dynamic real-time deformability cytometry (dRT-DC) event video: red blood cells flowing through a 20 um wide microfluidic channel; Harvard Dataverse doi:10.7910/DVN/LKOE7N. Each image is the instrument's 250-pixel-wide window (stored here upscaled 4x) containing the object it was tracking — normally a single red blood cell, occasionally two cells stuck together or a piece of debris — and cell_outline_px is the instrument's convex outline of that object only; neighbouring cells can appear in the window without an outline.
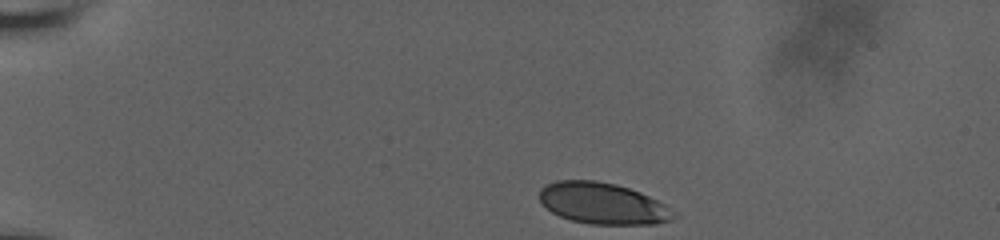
{"species": "human", "species_latin": "Homo sapiens", "temperature_condition": "room temperature", "stored_images_in_passage": 43, "camera_frame_rate_fps": 3000, "um_per_image_px": 0.085, "donor": {"sex": "male"}, "frame": {"image": 1, "passage_image": 1, "time_ms": 0.0, "image_size_px": [1000, 240], "cell_outline_px": [[680, 216], [672, 220], [656, 224], [588, 224], [572, 220], [560, 216], [544, 208], [540, 200], [540, 188], [544, 184], [556, 180], [596, 180], [616, 184], [640, 192], [664, 204], [676, 212]], "centroid_in_image_um": [51.23, 17.29], "position_along_channel_um": 33.8, "area_um2": 32.66}}
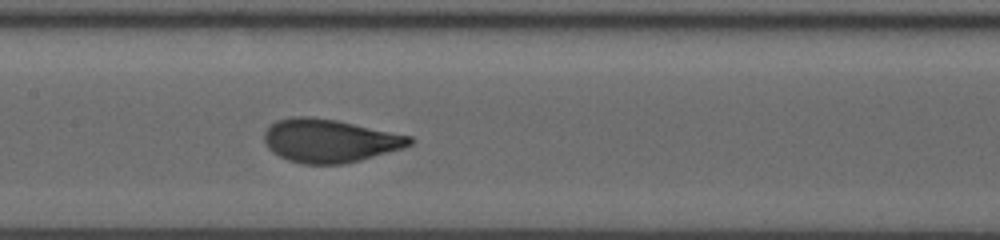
{"frame": {"image": 2, "passage_image": 25, "time_ms": 6.0, "image_size_px": [1000, 240], "cell_outline_px": [[416, 140], [412, 144], [404, 148], [360, 160], [344, 164], [304, 164], [288, 160], [272, 152], [268, 148], [264, 140], [264, 132], [276, 120], [292, 116], [312, 116], [336, 120], [412, 136]], "centroid_in_image_um": [28.03, 11.96], "position_along_channel_um": 179.4, "area_um2": 36.82}}
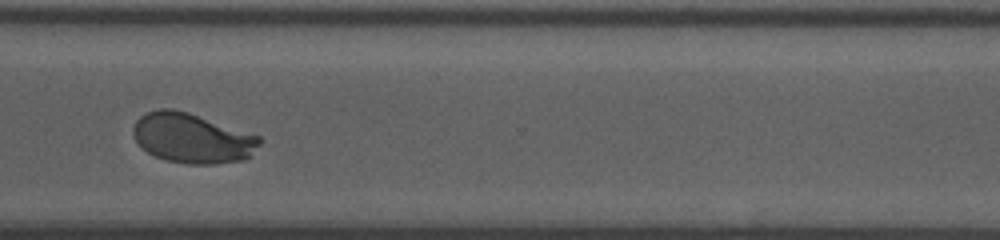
{"frame": {"image": 3, "passage_image": 42, "time_ms": 10.667, "image_size_px": [1000, 240], "cell_outline_px": [[260, 144], [244, 160], [216, 164], [188, 164], [164, 160], [148, 152], [136, 140], [132, 132], [132, 128], [136, 120], [140, 116], [148, 112], [160, 108], [172, 108], [188, 112], [260, 136]], "centroid_in_image_um": [16.32, 11.74], "position_along_channel_um": 354.3, "area_um2": 36.53}}